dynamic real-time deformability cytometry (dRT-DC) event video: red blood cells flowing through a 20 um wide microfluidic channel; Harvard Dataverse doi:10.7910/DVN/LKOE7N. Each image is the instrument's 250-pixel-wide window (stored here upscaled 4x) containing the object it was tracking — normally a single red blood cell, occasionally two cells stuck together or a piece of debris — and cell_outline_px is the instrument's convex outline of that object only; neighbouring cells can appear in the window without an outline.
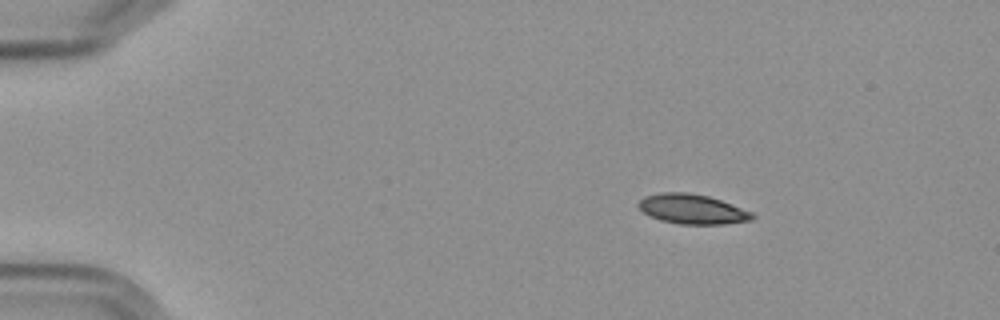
{"species": "Egyptian fruit bat (a non-hibernating species)", "species_latin": "Rousettus aegyptiacus", "temperature_condition": "cold", "stored_images_in_passage": 9, "camera_frame_rate_fps": 3000, "um_per_image_px": 0.085, "frame": {"image": 1, "passage_image": 1, "time_ms": 0.0, "image_size_px": [1000, 320], "cell_outline_px": [[756, 216], [752, 220], [724, 224], [680, 224], [660, 220], [648, 216], [636, 204], [644, 196], [660, 192], [688, 192], [708, 196], [720, 200], [752, 212]], "centroid_in_image_um": [58.82, 17.77], "position_along_channel_um": 26.2, "area_um2": 19.77}}
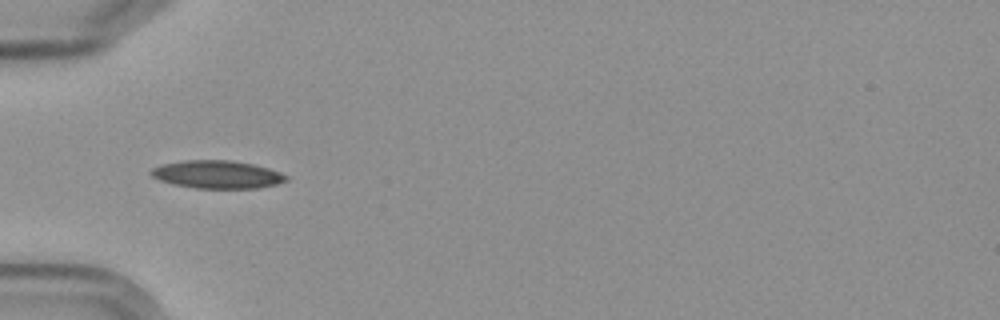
{"frame": {"image": 2, "passage_image": 4, "time_ms": 3.333, "image_size_px": [1000, 320], "cell_outline_px": [[288, 180], [276, 184], [260, 188], [196, 188], [172, 184], [160, 180], [152, 176], [148, 172], [152, 168], [160, 164], [184, 160], [232, 160], [252, 164], [268, 168], [280, 172], [288, 176]], "centroid_in_image_um": [18.44, 14.82], "position_along_channel_um": 66.6, "area_um2": 22.08}}